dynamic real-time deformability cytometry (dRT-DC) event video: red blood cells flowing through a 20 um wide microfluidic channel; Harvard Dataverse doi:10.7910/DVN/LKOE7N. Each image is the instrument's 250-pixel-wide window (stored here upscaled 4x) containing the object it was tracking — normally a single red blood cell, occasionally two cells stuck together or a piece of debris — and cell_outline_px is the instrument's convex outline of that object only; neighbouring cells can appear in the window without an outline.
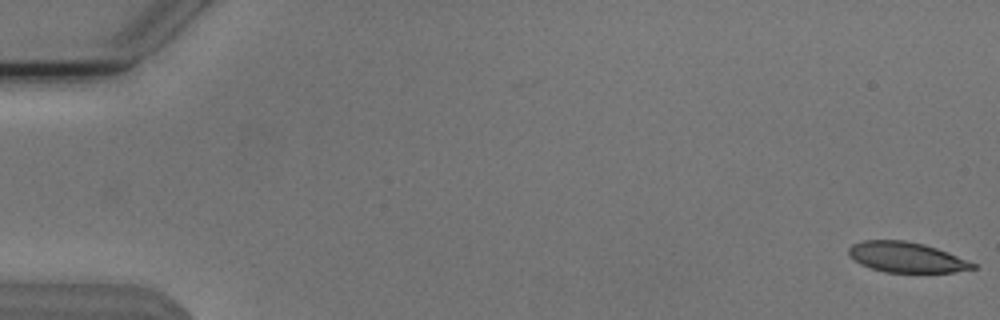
{"species": "Egyptian fruit bat (a non-hibernating species)", "species_latin": "Rousettus aegyptiacus", "temperature_condition": "cold", "stored_images_in_passage": 54, "camera_frame_rate_fps": 3000, "um_per_image_px": 0.085, "animal": {"sex": "male"}, "frame": {"image": 1, "passage_image": 1, "time_ms": 0.0, "image_size_px": [1000, 320], "cell_outline_px": [[976, 268], [952, 272], [884, 272], [860, 264], [848, 256], [848, 248], [852, 244], [864, 240], [904, 240], [924, 244], [948, 252], [976, 264]], "centroid_in_image_um": [77.0, 21.86], "position_along_channel_um": 8.0, "area_um2": 21.85}}
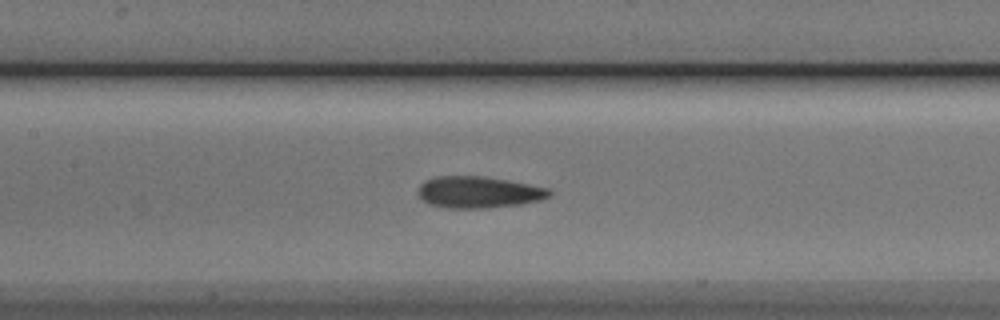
{"frame": {"image": 2, "passage_image": 26, "time_ms": 8.333, "image_size_px": [1000, 320], "cell_outline_px": [[552, 196], [540, 200], [520, 204], [488, 208], [448, 208], [428, 204], [420, 200], [416, 192], [420, 184], [424, 180], [440, 176], [484, 176], [508, 180], [548, 188], [552, 192]], "centroid_in_image_um": [40.64, 16.34], "position_along_channel_um": 166.8, "area_um2": 24.45}}
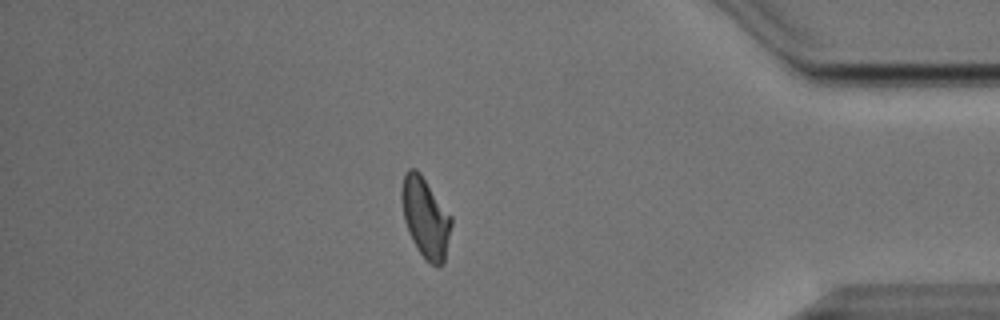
{"frame": {"image": 3, "passage_image": 47, "time_ms": 15.333, "image_size_px": [1000, 320], "cell_outline_px": [[452, 224], [444, 264], [432, 264], [424, 260], [416, 248], [412, 240], [404, 220], [400, 196], [400, 188], [404, 172], [408, 168], [416, 168], [420, 172], [452, 216]], "centroid_in_image_um": [36.15, 18.46], "position_along_channel_um": 399.1, "area_um2": 23.58}, "authors_computed_cell_mechanics": {"area_um2": 23.409, "velocity_mm_per_s": 3.7991, "shape_relaxation_time_tau1_ms": 6.1838, "shape_relaxation_time_tau2_ms": 2.262, "deformation_change_tau1": 0.1619, "deformation_change_tau2": 0.0905}}